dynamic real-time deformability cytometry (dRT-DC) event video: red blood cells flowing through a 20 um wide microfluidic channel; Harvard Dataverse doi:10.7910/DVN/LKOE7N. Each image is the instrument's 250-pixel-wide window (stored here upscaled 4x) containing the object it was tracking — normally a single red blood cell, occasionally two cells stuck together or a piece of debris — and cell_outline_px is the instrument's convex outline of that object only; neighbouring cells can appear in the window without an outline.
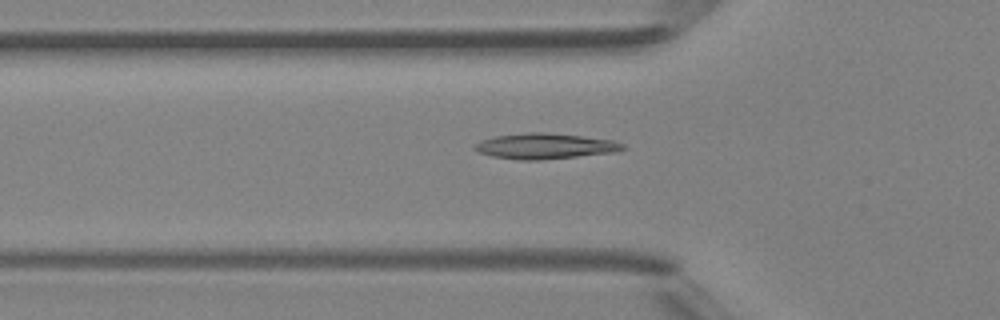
{"species": "Egyptian fruit bat (a non-hibernating species)", "species_latin": "Rousettus aegyptiacus", "temperature_condition": "room temperature", "stored_images_in_passage": 47, "camera_frame_rate_fps": 3000, "um_per_image_px": 0.085, "animal": {"sex": "female"}, "frame": {"image": 1, "passage_image": 16, "time_ms": 5.0, "image_size_px": [1000, 320], "cell_outline_px": [[628, 148], [616, 152], [540, 160], [520, 160], [492, 156], [480, 152], [472, 148], [480, 140], [492, 136], [524, 132], [544, 132], [580, 136], [612, 140], [624, 144]], "centroid_in_image_um": [46.31, 12.41], "position_along_channel_um": 79.5, "area_um2": 22.14}}
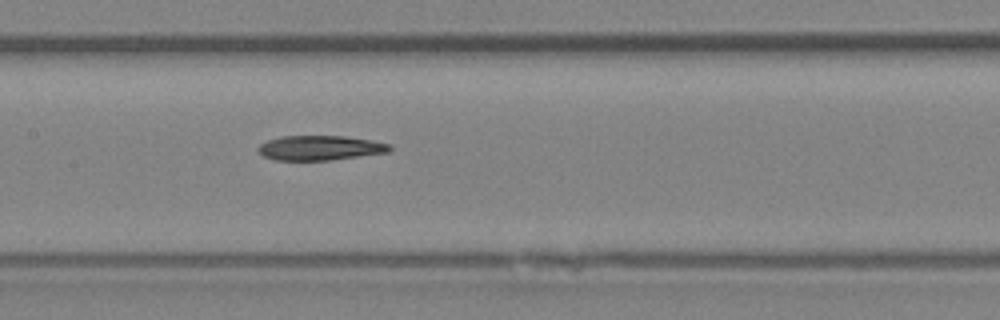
{"frame": {"image": 2, "passage_image": 23, "time_ms": 7.333, "image_size_px": [1000, 320], "cell_outline_px": [[392, 148], [388, 152], [328, 160], [276, 160], [264, 156], [256, 152], [256, 148], [260, 144], [268, 140], [280, 136], [344, 136], [372, 140], [392, 144]], "centroid_in_image_um": [27.18, 12.56], "position_along_channel_um": 180.2, "area_um2": 18.96}}
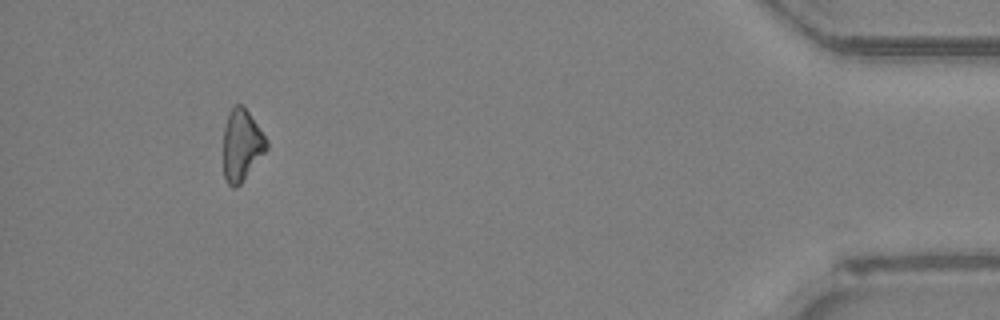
{"frame": {"image": 3, "passage_image": 44, "time_ms": 14.333, "image_size_px": [1000, 320], "cell_outline_px": [[268, 148], [240, 184], [236, 188], [232, 188], [228, 184], [224, 176], [224, 128], [228, 112], [236, 104], [240, 104], [248, 112], [268, 140]], "centroid_in_image_um": [20.54, 12.35], "position_along_channel_um": 414.7, "area_um2": 17.8}, "authors_computed_cell_mechanics": {"area_um2": 19.5942, "velocity_mm_per_s": 4.3184, "shape_relaxation_time_tau1_ms": null, "shape_relaxation_time_tau2_ms": 2.3576, "deformation_change_tau1": null, "deformation_change_tau2": 0.0828}}